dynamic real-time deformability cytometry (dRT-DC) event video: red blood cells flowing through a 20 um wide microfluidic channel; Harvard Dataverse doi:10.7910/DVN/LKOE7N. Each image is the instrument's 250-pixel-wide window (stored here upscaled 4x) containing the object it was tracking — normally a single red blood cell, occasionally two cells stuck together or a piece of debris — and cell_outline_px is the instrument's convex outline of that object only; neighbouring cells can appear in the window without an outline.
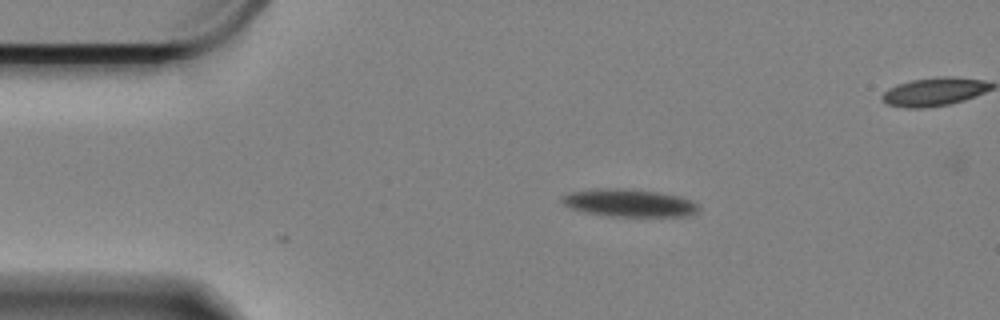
{"species": "Egyptian fruit bat (a non-hibernating species)", "species_latin": "Rousettus aegyptiacus", "temperature_condition": "cold", "stored_images_in_passage": 51, "camera_frame_rate_fps": 3000, "um_per_image_px": 0.085, "animal": {"sex": "female"}, "frame": {"image": 1, "passage_image": 1, "time_ms": 0.0, "image_size_px": [1000, 320], "cell_outline_px": [[700, 208], [684, 216], [612, 216], [584, 212], [572, 208], [564, 204], [560, 200], [560, 196], [568, 192], [600, 188], [616, 188], [660, 192], [680, 196], [692, 200]], "centroid_in_image_um": [53.42, 17.23], "position_along_channel_um": 31.6, "area_um2": 21.85}}
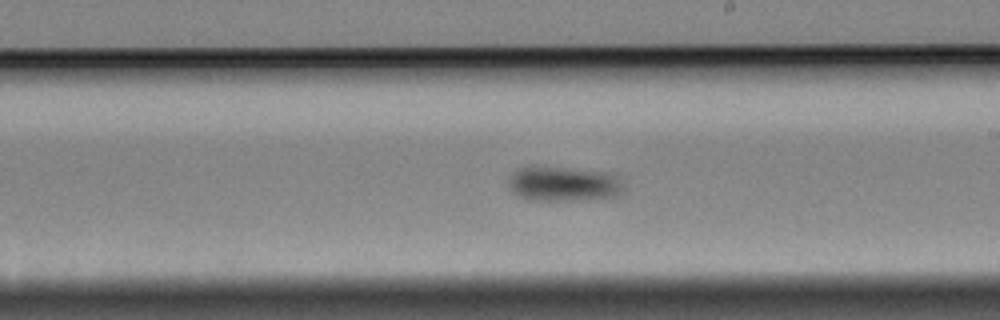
{"frame": {"image": 2, "passage_image": 24, "time_ms": 7.667, "image_size_px": [1000, 320], "cell_outline_px": [[624, 188], [616, 196], [568, 200], [528, 200], [516, 196], [512, 192], [508, 184], [508, 180], [520, 168], [532, 164], [600, 172], [616, 176]], "centroid_in_image_um": [47.79, 15.62], "position_along_channel_um": 241.2, "area_um2": 23.12}}
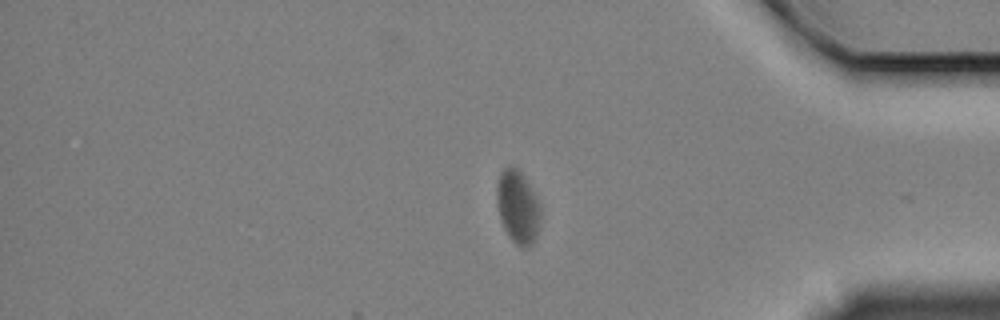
{"frame": {"image": 3, "passage_image": 40, "time_ms": 13.0, "image_size_px": [1000, 320], "cell_outline_px": [[540, 216], [536, 236], [532, 244], [528, 248], [520, 248], [508, 236], [500, 220], [496, 204], [496, 184], [500, 172], [508, 164], [512, 164], [520, 172], [536, 200], [540, 208]], "centroid_in_image_um": [43.95, 17.61], "position_along_channel_um": 391.3, "area_um2": 18.5}, "authors_computed_cell_mechanics": {"area_um2": 21.2704, "velocity_mm_per_s": 3.2611, "shape_relaxation_time_tau1_ms": 2.9475, "shape_relaxation_time_tau2_ms": null, "deformation_change_tau1": 0.0936, "deformation_change_tau2": null}}